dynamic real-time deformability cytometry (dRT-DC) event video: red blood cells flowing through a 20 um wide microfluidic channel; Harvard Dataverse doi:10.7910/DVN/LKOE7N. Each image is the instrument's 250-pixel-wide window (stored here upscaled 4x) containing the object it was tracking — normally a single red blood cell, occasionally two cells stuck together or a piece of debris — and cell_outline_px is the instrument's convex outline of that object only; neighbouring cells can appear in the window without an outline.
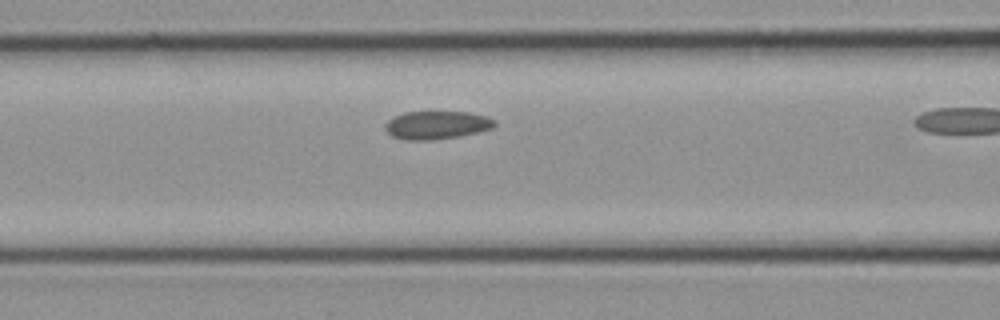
{"species": "common noctule bat (a hibernating species)", "species_latin": "Nyctalus noctula", "temperature_condition": "cold", "stored_images_in_passage": 9, "camera_frame_rate_fps": 3000, "um_per_image_px": 0.085, "animal": {"sex": "female", "body_mass_g": 21.9}, "frame": {"image": 1, "passage_image": 6, "time_ms": 1.667, "image_size_px": [1000, 320], "cell_outline_px": [[496, 124], [492, 128], [460, 136], [432, 140], [404, 140], [392, 136], [384, 128], [384, 124], [388, 120], [404, 112], [468, 112], [484, 116], [496, 120]], "centroid_in_image_um": [37.1, 10.63], "position_along_channel_um": 129.5, "area_um2": 17.86}}